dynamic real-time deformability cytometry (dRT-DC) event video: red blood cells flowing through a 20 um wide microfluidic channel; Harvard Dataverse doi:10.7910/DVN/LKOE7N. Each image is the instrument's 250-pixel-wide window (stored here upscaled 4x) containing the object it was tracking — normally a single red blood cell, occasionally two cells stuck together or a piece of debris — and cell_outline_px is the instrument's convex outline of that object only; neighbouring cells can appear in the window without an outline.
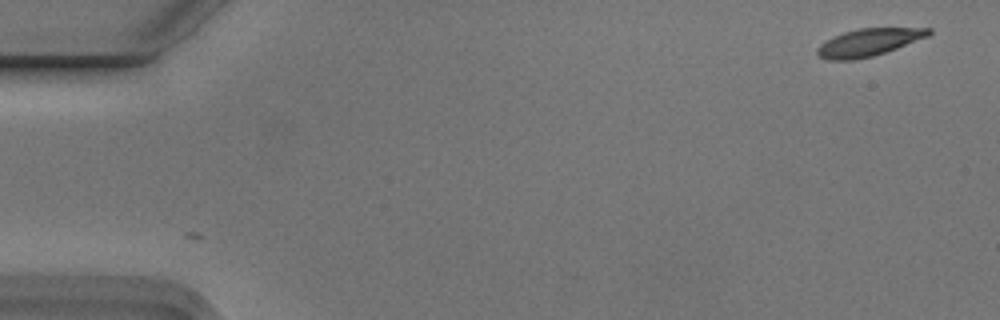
{"species": "Egyptian fruit bat (a non-hibernating species)", "species_latin": "Rousettus aegyptiacus", "temperature_condition": "cold", "stored_images_in_passage": 5, "camera_frame_rate_fps": 3000, "um_per_image_px": 0.085, "animal": {"sex": "male"}, "frame": {"image": 1, "passage_image": 1, "time_ms": 0.0, "image_size_px": [1000, 320], "cell_outline_px": [[932, 32], [928, 36], [896, 48], [872, 56], [852, 60], [828, 60], [820, 56], [816, 52], [816, 48], [820, 44], [844, 32], [860, 28], [932, 28]], "centroid_in_image_um": [73.83, 3.6], "position_along_channel_um": 11.2, "area_um2": 17.46}}
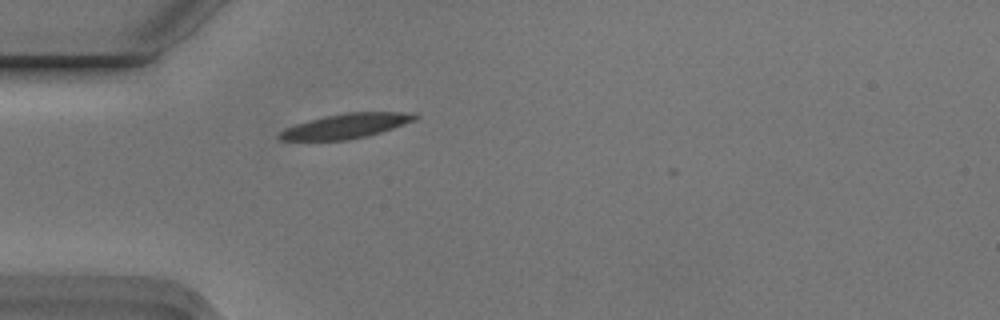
{"frame": {"image": 2, "passage_image": 5, "time_ms": 1.333, "image_size_px": [1000, 320], "cell_outline_px": [[420, 116], [416, 120], [368, 136], [348, 140], [280, 140], [276, 136], [284, 128], [308, 120], [324, 116], [344, 112], [416, 112]], "centroid_in_image_um": [29.42, 10.7], "position_along_channel_um": 55.6, "area_um2": 19.71}}